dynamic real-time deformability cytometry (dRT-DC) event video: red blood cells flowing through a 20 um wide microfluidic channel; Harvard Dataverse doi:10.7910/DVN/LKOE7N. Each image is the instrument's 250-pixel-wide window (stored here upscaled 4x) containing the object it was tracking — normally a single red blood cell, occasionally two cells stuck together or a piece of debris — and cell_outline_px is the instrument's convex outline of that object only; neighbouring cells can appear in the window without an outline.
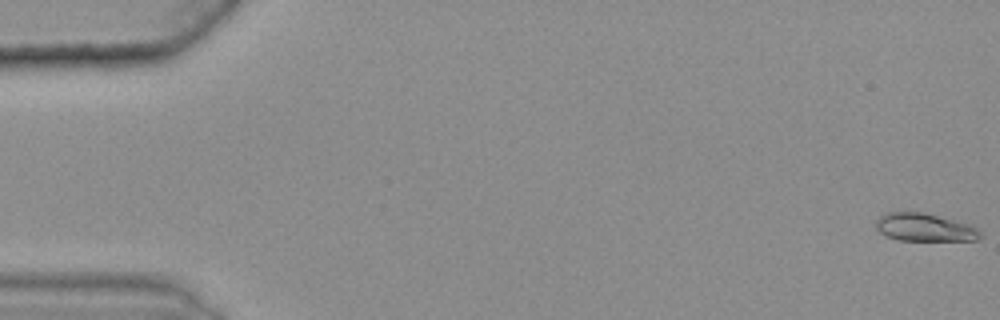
{"species": "common noctule bat (a hibernating species)", "species_latin": "Nyctalus noctula", "temperature_condition": "warm", "stored_images_in_passage": 19, "camera_frame_rate_fps": 3000, "um_per_image_px": 0.085, "animal": {"sex": "female", "body_mass_g": 25.1}, "frame": {"image": 1, "passage_image": 1, "time_ms": 0.0, "image_size_px": [1000, 320], "cell_outline_px": [[984, 236], [976, 240], [900, 240], [888, 236], [880, 232], [876, 228], [876, 220], [880, 216], [888, 212], [924, 212], [968, 224], [976, 228]], "centroid_in_image_um": [78.59, 19.32], "position_along_channel_um": 6.4, "area_um2": 16.76}}
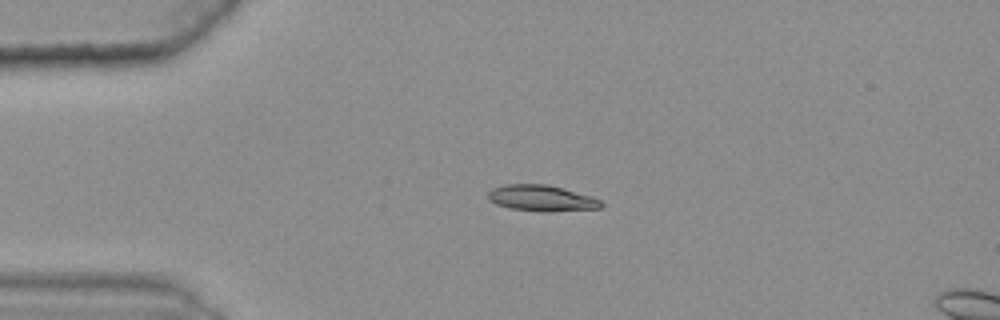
{"frame": {"image": 2, "passage_image": 14, "time_ms": 4.333, "image_size_px": [1000, 320], "cell_outline_px": [[604, 204], [600, 208], [552, 212], [544, 212], [508, 208], [496, 204], [488, 200], [488, 192], [492, 188], [504, 184], [548, 184], [592, 196], [600, 200]], "centroid_in_image_um": [46.02, 16.85], "position_along_channel_um": 39.0, "area_um2": 17.4}}